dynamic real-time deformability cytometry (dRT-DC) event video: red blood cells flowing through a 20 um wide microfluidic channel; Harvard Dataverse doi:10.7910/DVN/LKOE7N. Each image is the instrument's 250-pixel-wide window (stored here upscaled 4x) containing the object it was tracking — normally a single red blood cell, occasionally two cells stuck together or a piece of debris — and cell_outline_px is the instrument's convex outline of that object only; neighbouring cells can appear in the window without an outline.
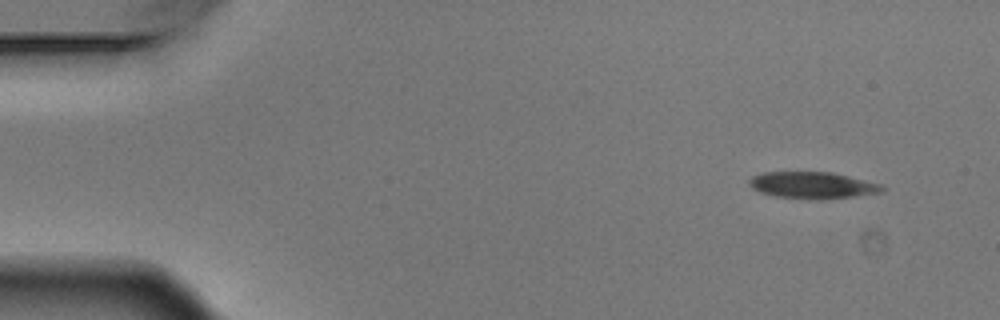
{"species": "Egyptian fruit bat (a non-hibernating species)", "species_latin": "Rousettus aegyptiacus", "temperature_condition": "warm", "stored_images_in_passage": 5, "camera_frame_rate_fps": 3000, "um_per_image_px": 0.085, "animal": {"sex": "male"}, "frame": {"image": 1, "passage_image": 1, "time_ms": 0.0, "image_size_px": [1000, 320], "cell_outline_px": [[884, 192], [820, 200], [776, 196], [760, 192], [752, 188], [748, 184], [748, 180], [752, 176], [764, 172], [832, 172], [884, 184]], "centroid_in_image_um": [69.09, 15.74], "position_along_channel_um": 15.9, "area_um2": 20.75}}
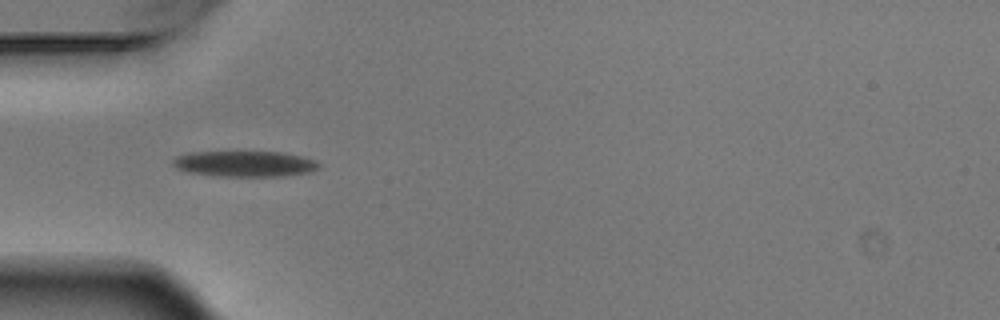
{"frame": {"image": 2, "passage_image": 4, "time_ms": 1.0, "image_size_px": [1000, 320], "cell_outline_px": [[320, 164], [316, 168], [308, 172], [280, 176], [216, 176], [188, 172], [176, 168], [172, 164], [172, 160], [176, 156], [188, 152], [280, 152], [300, 156], [312, 160]], "centroid_in_image_um": [20.7, 13.92], "position_along_channel_um": 64.3, "area_um2": 21.68}}
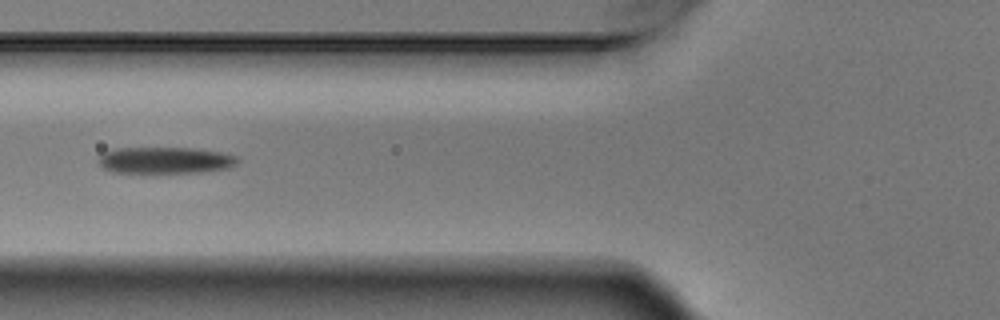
{"frame": {"image": 3, "passage_image": 5, "time_ms": 1.333, "image_size_px": [1000, 320], "cell_outline_px": [[240, 160], [236, 164], [228, 168], [200, 172], [112, 172], [104, 168], [96, 160], [104, 152], [116, 148], [192, 148], [220, 152], [236, 156]], "centroid_in_image_um": [14.03, 13.61], "position_along_channel_um": 111.8, "area_um2": 21.33}}